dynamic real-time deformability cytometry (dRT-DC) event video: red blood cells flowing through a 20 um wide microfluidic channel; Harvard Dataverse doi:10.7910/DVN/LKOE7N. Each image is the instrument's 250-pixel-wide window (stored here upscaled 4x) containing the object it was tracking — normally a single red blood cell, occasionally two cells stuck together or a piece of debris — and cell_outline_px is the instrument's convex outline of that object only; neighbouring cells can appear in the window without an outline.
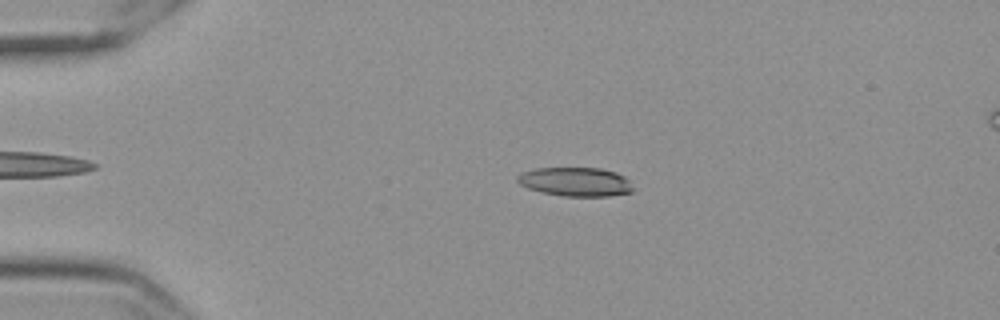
{"species": "Egyptian fruit bat (a non-hibernating species)", "species_latin": "Rousettus aegyptiacus", "temperature_condition": "cold", "stored_images_in_passage": 54, "camera_frame_rate_fps": 3000, "um_per_image_px": 0.085, "frame": {"image": 1, "passage_image": 9, "time_ms": 2.667, "image_size_px": [1000, 320], "cell_outline_px": [[632, 192], [608, 196], [564, 196], [540, 192], [528, 188], [520, 184], [516, 180], [516, 176], [524, 172], [536, 168], [600, 168], [616, 172], [624, 176], [628, 180], [632, 188]], "centroid_in_image_um": [48.9, 15.45], "position_along_channel_um": 36.1, "area_um2": 19.42}}
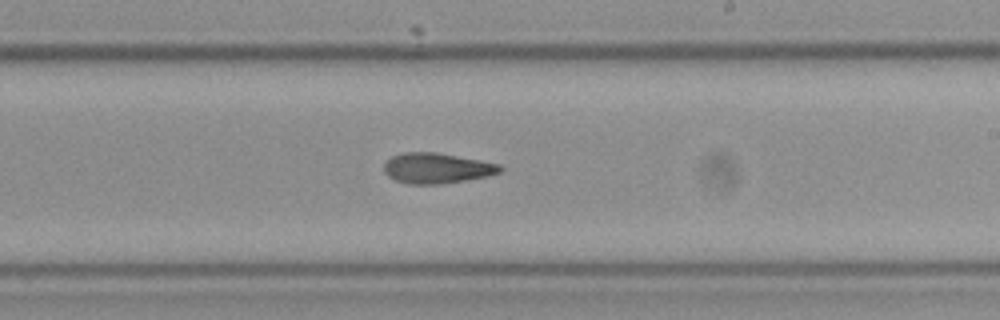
{"frame": {"image": 2, "passage_image": 31, "time_ms": 10.0, "image_size_px": [1000, 320], "cell_outline_px": [[504, 168], [500, 172], [488, 176], [468, 180], [440, 184], [408, 184], [396, 180], [388, 176], [384, 172], [384, 164], [392, 156], [404, 152], [436, 152], [480, 160], [500, 164]], "centroid_in_image_um": [37.14, 14.3], "position_along_channel_um": 251.9, "area_um2": 20.63}}
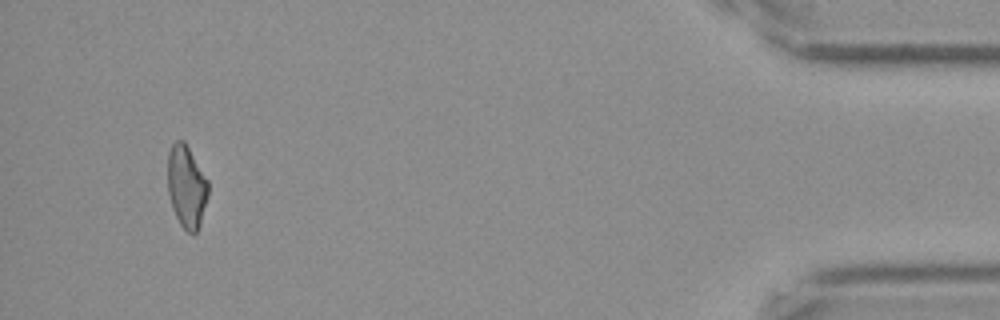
{"frame": {"image": 3, "passage_image": 51, "time_ms": 16.667, "image_size_px": [1000, 320], "cell_outline_px": [[208, 196], [200, 224], [196, 232], [192, 236], [180, 224], [172, 208], [168, 192], [168, 152], [172, 144], [176, 140], [184, 140], [208, 180]], "centroid_in_image_um": [15.85, 15.86], "position_along_channel_um": 419.3, "area_um2": 19.48}, "authors_computed_cell_mechanics": {"area_um2": 20.2589, "velocity_mm_per_s": 3.5458, "shape_relaxation_time_tau1_ms": null, "shape_relaxation_time_tau2_ms": 3.4805, "deformation_change_tau1": null, "deformation_change_tau2": 0.1097}}